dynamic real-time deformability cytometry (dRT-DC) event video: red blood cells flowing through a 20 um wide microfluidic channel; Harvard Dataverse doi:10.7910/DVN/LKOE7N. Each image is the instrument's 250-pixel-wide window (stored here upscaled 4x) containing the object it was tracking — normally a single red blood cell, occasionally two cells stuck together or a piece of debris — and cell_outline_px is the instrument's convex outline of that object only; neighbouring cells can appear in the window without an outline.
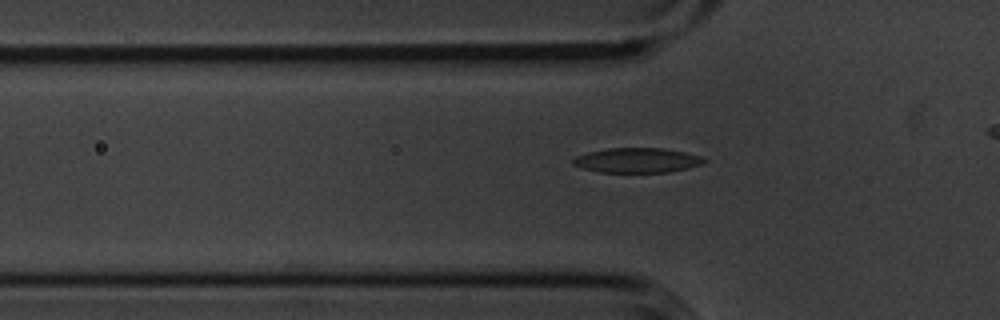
{"species": "common noctule bat (a hibernating species)", "species_latin": "Nyctalus noctula", "temperature_condition": "cold", "stored_images_in_passage": 46, "camera_frame_rate_fps": 3000, "um_per_image_px": 0.085, "animal": {"sex": "male", "body_mass_g": 20.1, "forearm_length_mm": 53.5}, "frame": {"image": 1, "passage_image": 18, "time_ms": 5.667, "image_size_px": [1000, 320], "cell_outline_px": [[708, 160], [704, 164], [688, 168], [668, 172], [596, 172], [580, 168], [572, 164], [572, 160], [576, 156], [588, 152], [608, 148], [660, 148], [684, 152], [700, 156]], "centroid_in_image_um": [54.14, 13.63], "position_along_channel_um": 71.7, "area_um2": 19.02}}
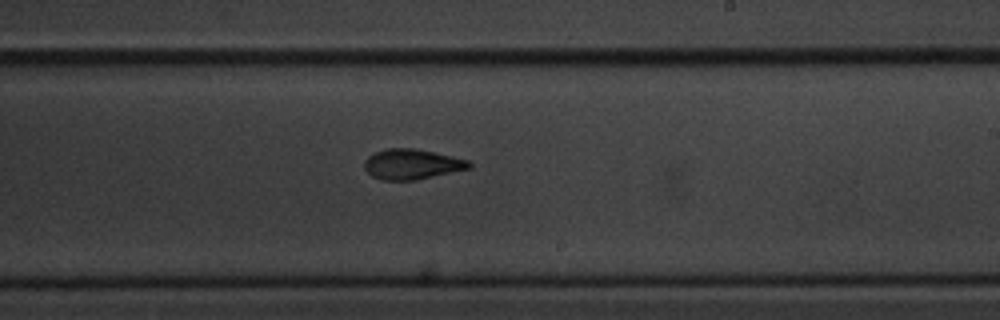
{"frame": {"image": 2, "passage_image": 33, "time_ms": 10.667, "image_size_px": [1000, 320], "cell_outline_px": [[472, 168], [416, 180], [380, 180], [372, 176], [364, 168], [364, 160], [368, 156], [376, 152], [388, 148], [416, 148], [468, 160], [472, 164]], "centroid_in_image_um": [35.0, 13.96], "position_along_channel_um": 254.0, "area_um2": 18.5}}
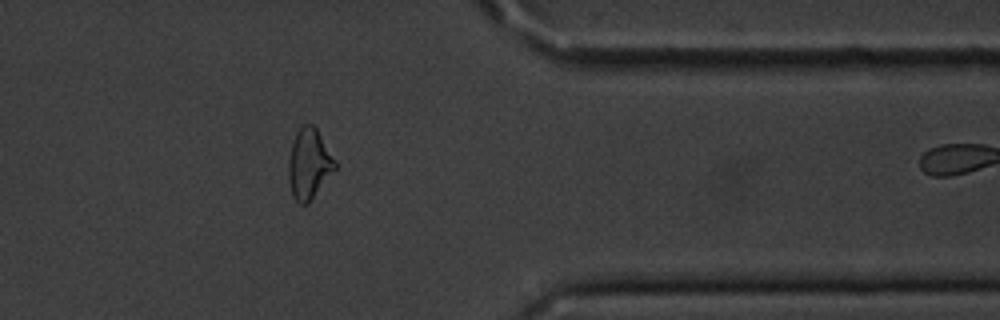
{"frame": {"image": 3, "passage_image": 45, "time_ms": 14.667, "image_size_px": [1000, 320], "cell_outline_px": [[336, 168], [308, 204], [300, 204], [292, 196], [288, 180], [288, 160], [292, 144], [296, 132], [304, 124], [312, 124], [316, 128], [336, 160]], "centroid_in_image_um": [26.26, 13.94], "position_along_channel_um": 385.1, "area_um2": 19.02}}